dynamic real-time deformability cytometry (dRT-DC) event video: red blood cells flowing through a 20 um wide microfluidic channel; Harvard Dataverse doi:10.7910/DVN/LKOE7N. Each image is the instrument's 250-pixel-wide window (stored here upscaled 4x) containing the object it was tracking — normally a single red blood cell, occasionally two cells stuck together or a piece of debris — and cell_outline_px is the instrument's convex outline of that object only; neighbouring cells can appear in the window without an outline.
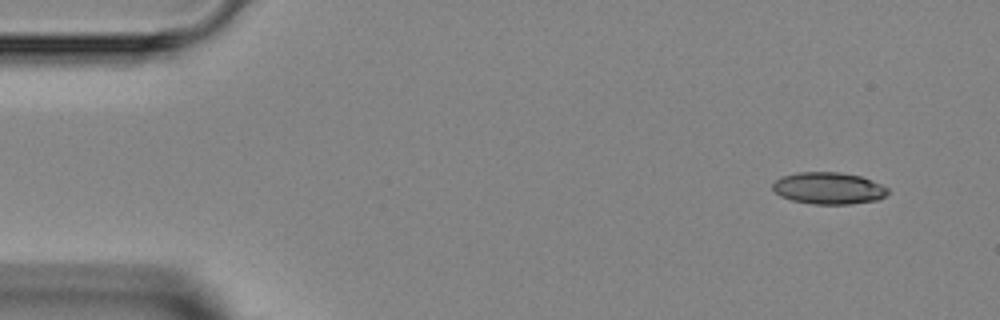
{"species": "Egyptian fruit bat (a non-hibernating species)", "species_latin": "Rousettus aegyptiacus", "temperature_condition": "room temperature", "stored_images_in_passage": 3, "camera_frame_rate_fps": 3000, "um_per_image_px": 0.085, "animal": {"sex": "female"}, "frame": {"image": 1, "passage_image": 1, "time_ms": 0.0, "image_size_px": [1000, 320], "cell_outline_px": [[888, 192], [884, 196], [876, 200], [852, 204], [812, 204], [792, 200], [780, 196], [772, 188], [772, 184], [780, 176], [796, 172], [840, 172], [860, 176], [872, 180], [888, 188]], "centroid_in_image_um": [70.4, 15.99], "position_along_channel_um": 14.6, "area_um2": 21.44}}
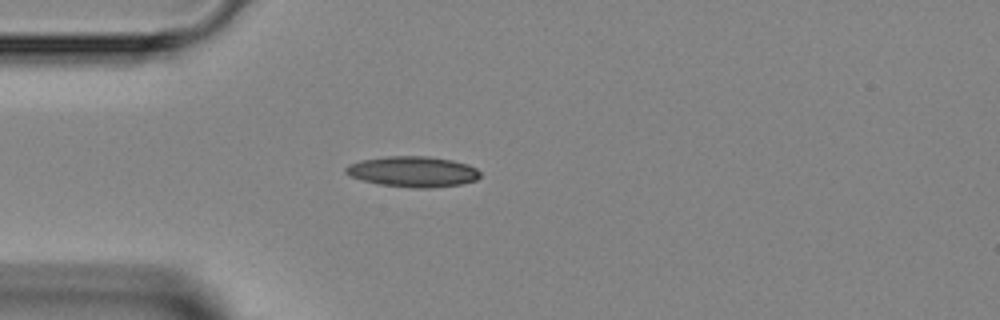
{"frame": {"image": 2, "passage_image": 3, "time_ms": 3.0, "image_size_px": [1000, 320], "cell_outline_px": [[480, 176], [476, 180], [460, 184], [432, 188], [412, 188], [380, 184], [364, 180], [352, 176], [344, 172], [344, 168], [348, 164], [360, 160], [384, 156], [428, 156], [452, 160], [468, 164], [476, 168], [480, 172]], "centroid_in_image_um": [35.1, 14.58], "position_along_channel_um": 49.9, "area_um2": 24.04}}